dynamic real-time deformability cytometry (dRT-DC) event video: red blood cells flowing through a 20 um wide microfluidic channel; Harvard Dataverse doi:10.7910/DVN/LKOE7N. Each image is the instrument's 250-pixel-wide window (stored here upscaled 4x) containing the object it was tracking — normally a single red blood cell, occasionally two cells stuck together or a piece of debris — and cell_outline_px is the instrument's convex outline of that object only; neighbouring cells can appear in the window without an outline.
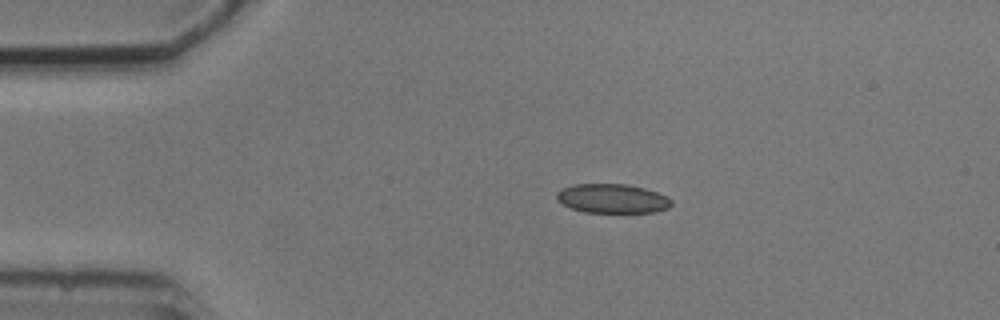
{"species": "common noctule bat (a hibernating species)", "species_latin": "Nyctalus noctula", "temperature_condition": "cold", "stored_images_in_passage": 4, "camera_frame_rate_fps": 3000, "um_per_image_px": 0.085, "animal": {"sex": "male", "body_mass_g": 20.5, "forearm_length_mm": 52.5}, "frame": {"image": 1, "passage_image": 1, "time_ms": 0.0, "image_size_px": [1000, 320], "cell_outline_px": [[672, 204], [668, 208], [652, 212], [584, 212], [572, 208], [556, 200], [556, 192], [564, 188], [576, 184], [624, 184], [644, 188], [668, 196], [672, 200]], "centroid_in_image_um": [52.06, 16.87], "position_along_channel_um": 32.9, "area_um2": 19.36}}
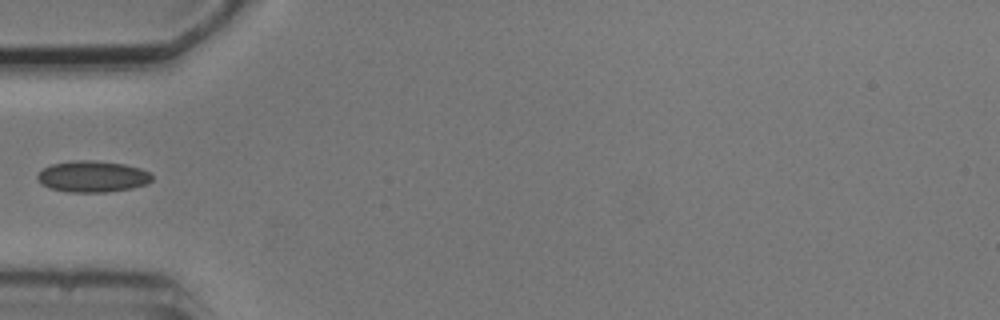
{"frame": {"image": 2, "passage_image": 3, "time_ms": 2.333, "image_size_px": [1000, 320], "cell_outline_px": [[152, 180], [148, 184], [132, 188], [104, 192], [68, 192], [48, 188], [40, 184], [36, 176], [44, 168], [52, 164], [72, 160], [92, 160], [124, 164], [140, 168], [148, 172], [152, 176]], "centroid_in_image_um": [7.85, 15.0], "position_along_channel_um": 77.2, "area_um2": 20.98}}
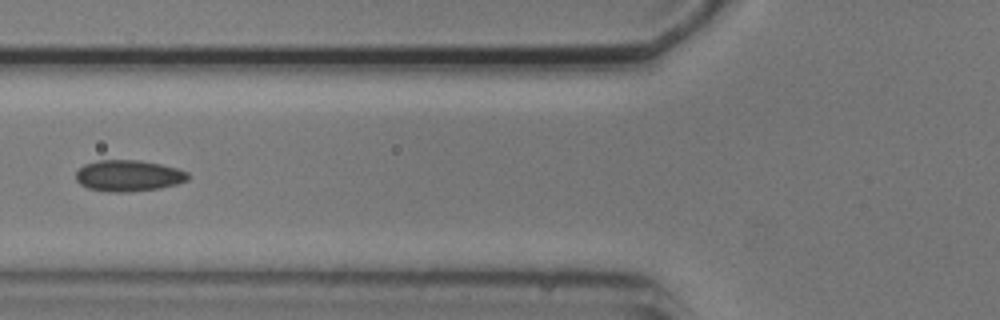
{"frame": {"image": 3, "passage_image": 4, "time_ms": 3.333, "image_size_px": [1000, 320], "cell_outline_px": [[188, 180], [176, 184], [160, 188], [132, 192], [108, 192], [88, 188], [80, 184], [76, 180], [76, 172], [84, 164], [96, 160], [140, 160], [160, 164], [176, 168], [188, 172]], "centroid_in_image_um": [10.9, 14.94], "position_along_channel_um": 114.9, "area_um2": 20.52}}